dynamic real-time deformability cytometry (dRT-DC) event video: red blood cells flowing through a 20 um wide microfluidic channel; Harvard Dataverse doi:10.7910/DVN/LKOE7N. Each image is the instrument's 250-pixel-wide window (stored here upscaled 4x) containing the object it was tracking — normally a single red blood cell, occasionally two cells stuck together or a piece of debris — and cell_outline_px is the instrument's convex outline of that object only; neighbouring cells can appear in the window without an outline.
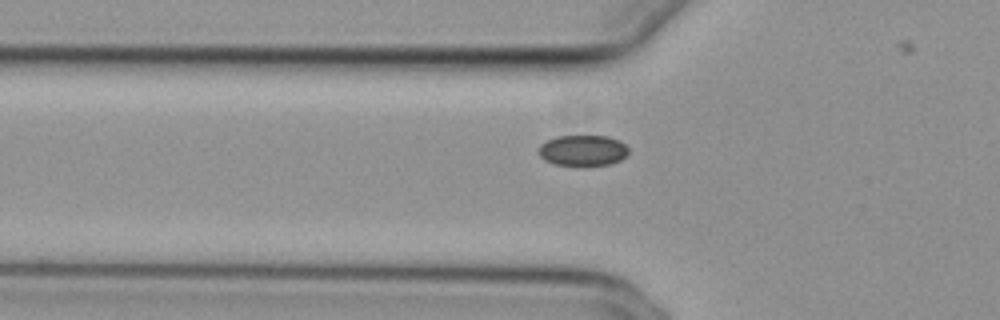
{"species": "common noctule bat (a hibernating species)", "species_latin": "Nyctalus noctula", "temperature_condition": "cold", "stored_images_in_passage": 33, "camera_frame_rate_fps": 3000, "um_per_image_px": 0.085, "animal": {"sex": "female", "body_mass_g": 29.2, "forearm_length_mm": 56.3}, "frame": {"image": 1, "passage_image": 7, "time_ms": 2.0, "image_size_px": [1000, 320], "cell_outline_px": [[628, 152], [620, 160], [608, 164], [552, 164], [544, 160], [540, 156], [540, 144], [556, 136], [608, 136], [620, 140], [628, 148]], "centroid_in_image_um": [49.54, 12.76], "position_along_channel_um": 76.3, "area_um2": 15.78}}
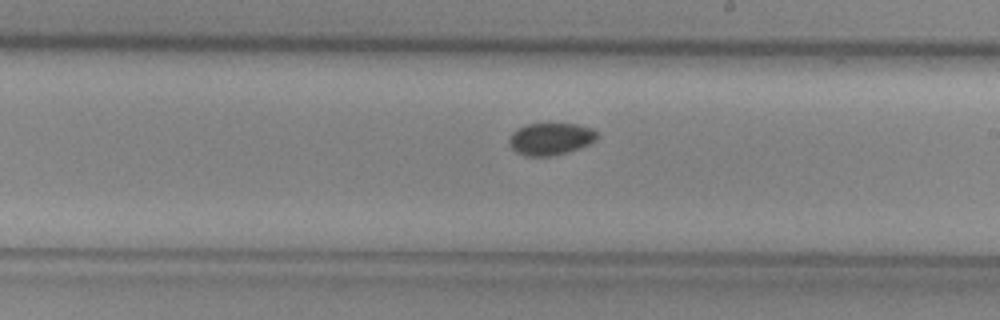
{"frame": {"image": 2, "passage_image": 20, "time_ms": 6.333, "image_size_px": [1000, 320], "cell_outline_px": [[596, 140], [588, 144], [568, 152], [552, 156], [524, 156], [516, 152], [508, 144], [508, 140], [512, 132], [516, 128], [528, 124], [576, 124], [592, 128], [596, 132]], "centroid_in_image_um": [46.75, 11.81], "position_along_channel_um": 242.2, "area_um2": 16.47}}
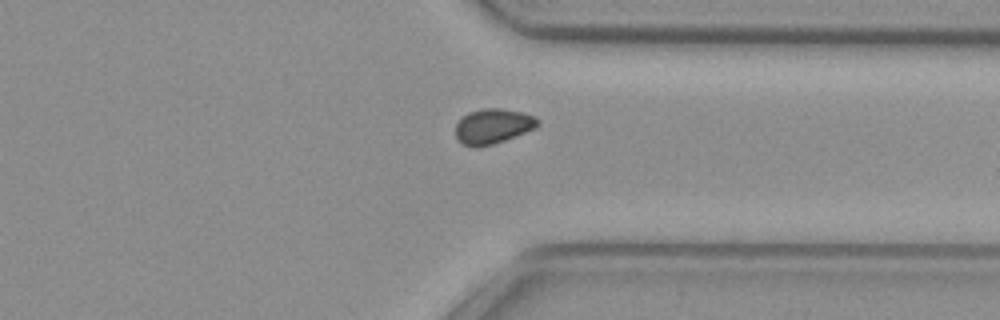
{"frame": {"image": 3, "passage_image": 30, "time_ms": 9.667, "image_size_px": [1000, 320], "cell_outline_px": [[540, 124], [536, 128], [504, 140], [492, 144], [476, 148], [464, 144], [456, 136], [456, 124], [468, 112], [484, 108], [500, 108], [520, 112], [532, 116], [540, 120]], "centroid_in_image_um": [41.91, 10.72], "position_along_channel_um": 369.5, "area_um2": 16.53}}